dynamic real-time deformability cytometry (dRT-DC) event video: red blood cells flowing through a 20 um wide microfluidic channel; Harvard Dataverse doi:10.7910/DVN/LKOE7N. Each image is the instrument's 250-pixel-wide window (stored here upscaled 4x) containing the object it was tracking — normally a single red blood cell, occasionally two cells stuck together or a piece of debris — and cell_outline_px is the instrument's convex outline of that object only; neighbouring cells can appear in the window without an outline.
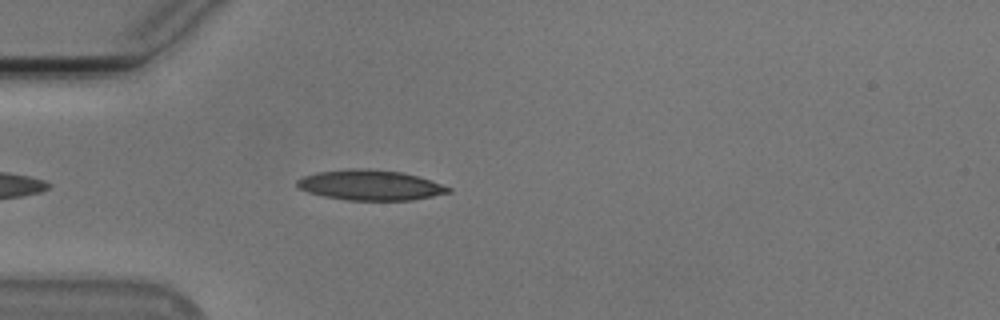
{"species": "Egyptian fruit bat (a non-hibernating species)", "species_latin": "Rousettus aegyptiacus", "temperature_condition": "cold", "stored_images_in_passage": 29, "camera_frame_rate_fps": 3000, "um_per_image_px": 0.085, "animal": {"sex": "male"}, "frame": {"image": 1, "passage_image": 5, "time_ms": 1.333, "image_size_px": [1000, 320], "cell_outline_px": [[452, 192], [412, 200], [348, 200], [324, 196], [308, 192], [300, 188], [296, 184], [296, 180], [304, 176], [316, 172], [348, 168], [368, 168], [400, 172], [416, 176], [452, 188]], "centroid_in_image_um": [31.44, 15.73], "position_along_channel_um": 53.6, "area_um2": 26.53}}
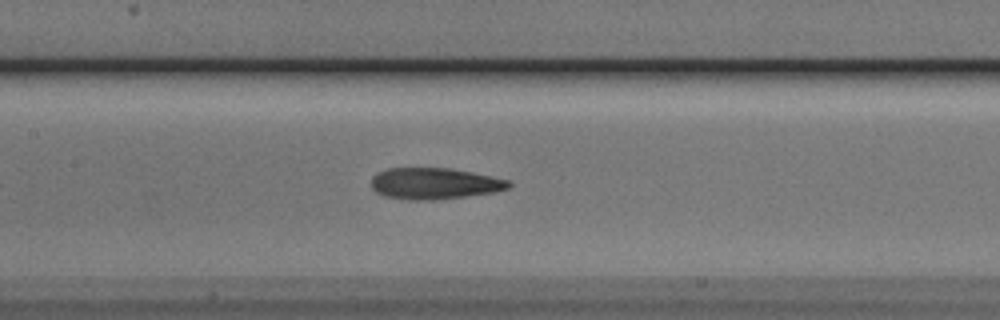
{"frame": {"image": 2, "passage_image": 15, "time_ms": 4.667, "image_size_px": [1000, 320], "cell_outline_px": [[512, 184], [508, 188], [496, 192], [432, 200], [408, 200], [384, 196], [376, 192], [372, 188], [372, 176], [376, 172], [388, 168], [452, 168], [492, 176], [508, 180]], "centroid_in_image_um": [36.91, 15.59], "position_along_channel_um": 170.5, "area_um2": 25.2}}
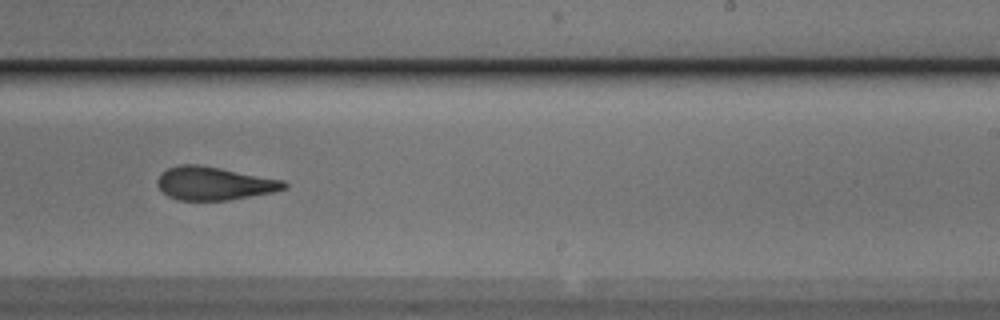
{"frame": {"image": 3, "passage_image": 23, "time_ms": 7.333, "image_size_px": [1000, 320], "cell_outline_px": [[288, 188], [272, 192], [228, 200], [176, 200], [168, 196], [156, 184], [156, 180], [168, 168], [180, 164], [196, 164], [220, 168], [284, 180], [288, 184]], "centroid_in_image_um": [18.21, 15.59], "position_along_channel_um": 270.8, "area_um2": 24.39}}